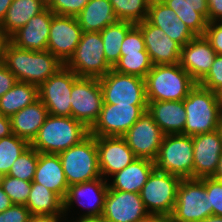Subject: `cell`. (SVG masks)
Segmentation results:
<instances>
[{
	"label": "cell",
	"mask_w": 222,
	"mask_h": 222,
	"mask_svg": "<svg viewBox=\"0 0 222 222\" xmlns=\"http://www.w3.org/2000/svg\"><path fill=\"white\" fill-rule=\"evenodd\" d=\"M3 64L15 75L17 81L34 84L38 87L64 66L48 50L22 49L10 41L5 46Z\"/></svg>",
	"instance_id": "obj_1"
},
{
	"label": "cell",
	"mask_w": 222,
	"mask_h": 222,
	"mask_svg": "<svg viewBox=\"0 0 222 222\" xmlns=\"http://www.w3.org/2000/svg\"><path fill=\"white\" fill-rule=\"evenodd\" d=\"M89 135V129L71 117L48 115L33 142L39 153L59 154L80 143Z\"/></svg>",
	"instance_id": "obj_2"
},
{
	"label": "cell",
	"mask_w": 222,
	"mask_h": 222,
	"mask_svg": "<svg viewBox=\"0 0 222 222\" xmlns=\"http://www.w3.org/2000/svg\"><path fill=\"white\" fill-rule=\"evenodd\" d=\"M186 110L184 134L195 136L218 130L222 116V106L216 92L200 86L198 83L183 100Z\"/></svg>",
	"instance_id": "obj_3"
},
{
	"label": "cell",
	"mask_w": 222,
	"mask_h": 222,
	"mask_svg": "<svg viewBox=\"0 0 222 222\" xmlns=\"http://www.w3.org/2000/svg\"><path fill=\"white\" fill-rule=\"evenodd\" d=\"M147 101H181L197 84L176 64L153 65L144 78Z\"/></svg>",
	"instance_id": "obj_4"
},
{
	"label": "cell",
	"mask_w": 222,
	"mask_h": 222,
	"mask_svg": "<svg viewBox=\"0 0 222 222\" xmlns=\"http://www.w3.org/2000/svg\"><path fill=\"white\" fill-rule=\"evenodd\" d=\"M58 155L69 186L102 177L95 136L89 134Z\"/></svg>",
	"instance_id": "obj_5"
},
{
	"label": "cell",
	"mask_w": 222,
	"mask_h": 222,
	"mask_svg": "<svg viewBox=\"0 0 222 222\" xmlns=\"http://www.w3.org/2000/svg\"><path fill=\"white\" fill-rule=\"evenodd\" d=\"M78 77L101 78L112 67L104 55V44L100 32H83L74 54L65 64Z\"/></svg>",
	"instance_id": "obj_6"
},
{
	"label": "cell",
	"mask_w": 222,
	"mask_h": 222,
	"mask_svg": "<svg viewBox=\"0 0 222 222\" xmlns=\"http://www.w3.org/2000/svg\"><path fill=\"white\" fill-rule=\"evenodd\" d=\"M155 168L182 179H193V141L185 134L164 135Z\"/></svg>",
	"instance_id": "obj_7"
},
{
	"label": "cell",
	"mask_w": 222,
	"mask_h": 222,
	"mask_svg": "<svg viewBox=\"0 0 222 222\" xmlns=\"http://www.w3.org/2000/svg\"><path fill=\"white\" fill-rule=\"evenodd\" d=\"M212 216L209 195L200 179H182L171 222H202Z\"/></svg>",
	"instance_id": "obj_8"
},
{
	"label": "cell",
	"mask_w": 222,
	"mask_h": 222,
	"mask_svg": "<svg viewBox=\"0 0 222 222\" xmlns=\"http://www.w3.org/2000/svg\"><path fill=\"white\" fill-rule=\"evenodd\" d=\"M181 180L182 178L177 175L155 168L140 191L147 212L171 216Z\"/></svg>",
	"instance_id": "obj_9"
},
{
	"label": "cell",
	"mask_w": 222,
	"mask_h": 222,
	"mask_svg": "<svg viewBox=\"0 0 222 222\" xmlns=\"http://www.w3.org/2000/svg\"><path fill=\"white\" fill-rule=\"evenodd\" d=\"M107 192L108 182L103 177L70 185L63 200L64 216L68 217V213L72 212L70 209L77 204L83 215L78 218L72 216V220L101 218Z\"/></svg>",
	"instance_id": "obj_10"
},
{
	"label": "cell",
	"mask_w": 222,
	"mask_h": 222,
	"mask_svg": "<svg viewBox=\"0 0 222 222\" xmlns=\"http://www.w3.org/2000/svg\"><path fill=\"white\" fill-rule=\"evenodd\" d=\"M104 103L119 105H147L145 80L111 69L99 78Z\"/></svg>",
	"instance_id": "obj_11"
},
{
	"label": "cell",
	"mask_w": 222,
	"mask_h": 222,
	"mask_svg": "<svg viewBox=\"0 0 222 222\" xmlns=\"http://www.w3.org/2000/svg\"><path fill=\"white\" fill-rule=\"evenodd\" d=\"M71 116L90 129L97 121L104 100L98 78L78 77L71 91Z\"/></svg>",
	"instance_id": "obj_12"
},
{
	"label": "cell",
	"mask_w": 222,
	"mask_h": 222,
	"mask_svg": "<svg viewBox=\"0 0 222 222\" xmlns=\"http://www.w3.org/2000/svg\"><path fill=\"white\" fill-rule=\"evenodd\" d=\"M77 74L65 65L38 87L39 100L49 115L71 117V91Z\"/></svg>",
	"instance_id": "obj_13"
},
{
	"label": "cell",
	"mask_w": 222,
	"mask_h": 222,
	"mask_svg": "<svg viewBox=\"0 0 222 222\" xmlns=\"http://www.w3.org/2000/svg\"><path fill=\"white\" fill-rule=\"evenodd\" d=\"M147 111V105H119L103 103L97 121L89 129L95 137H122Z\"/></svg>",
	"instance_id": "obj_14"
},
{
	"label": "cell",
	"mask_w": 222,
	"mask_h": 222,
	"mask_svg": "<svg viewBox=\"0 0 222 222\" xmlns=\"http://www.w3.org/2000/svg\"><path fill=\"white\" fill-rule=\"evenodd\" d=\"M122 137L136 158L154 161L158 156L164 134L153 117L145 111Z\"/></svg>",
	"instance_id": "obj_15"
},
{
	"label": "cell",
	"mask_w": 222,
	"mask_h": 222,
	"mask_svg": "<svg viewBox=\"0 0 222 222\" xmlns=\"http://www.w3.org/2000/svg\"><path fill=\"white\" fill-rule=\"evenodd\" d=\"M82 33L76 17L54 14L50 25L47 50L65 65L74 54Z\"/></svg>",
	"instance_id": "obj_16"
},
{
	"label": "cell",
	"mask_w": 222,
	"mask_h": 222,
	"mask_svg": "<svg viewBox=\"0 0 222 222\" xmlns=\"http://www.w3.org/2000/svg\"><path fill=\"white\" fill-rule=\"evenodd\" d=\"M148 214L140 193L113 190L108 187L101 216L104 222H136Z\"/></svg>",
	"instance_id": "obj_17"
},
{
	"label": "cell",
	"mask_w": 222,
	"mask_h": 222,
	"mask_svg": "<svg viewBox=\"0 0 222 222\" xmlns=\"http://www.w3.org/2000/svg\"><path fill=\"white\" fill-rule=\"evenodd\" d=\"M193 141V179L212 177L222 154V140L218 130L195 135Z\"/></svg>",
	"instance_id": "obj_18"
},
{
	"label": "cell",
	"mask_w": 222,
	"mask_h": 222,
	"mask_svg": "<svg viewBox=\"0 0 222 222\" xmlns=\"http://www.w3.org/2000/svg\"><path fill=\"white\" fill-rule=\"evenodd\" d=\"M96 145L100 173L106 181L136 159L123 137H96Z\"/></svg>",
	"instance_id": "obj_19"
},
{
	"label": "cell",
	"mask_w": 222,
	"mask_h": 222,
	"mask_svg": "<svg viewBox=\"0 0 222 222\" xmlns=\"http://www.w3.org/2000/svg\"><path fill=\"white\" fill-rule=\"evenodd\" d=\"M144 38L145 48L153 65L176 64L180 62L181 46L170 39L160 28L146 19L135 24Z\"/></svg>",
	"instance_id": "obj_20"
},
{
	"label": "cell",
	"mask_w": 222,
	"mask_h": 222,
	"mask_svg": "<svg viewBox=\"0 0 222 222\" xmlns=\"http://www.w3.org/2000/svg\"><path fill=\"white\" fill-rule=\"evenodd\" d=\"M216 52L203 36H195L181 48L180 66L199 83L210 71Z\"/></svg>",
	"instance_id": "obj_21"
},
{
	"label": "cell",
	"mask_w": 222,
	"mask_h": 222,
	"mask_svg": "<svg viewBox=\"0 0 222 222\" xmlns=\"http://www.w3.org/2000/svg\"><path fill=\"white\" fill-rule=\"evenodd\" d=\"M54 13L47 7L44 11L32 17L26 25L18 29L9 37L15 46L33 50H47L50 25Z\"/></svg>",
	"instance_id": "obj_22"
},
{
	"label": "cell",
	"mask_w": 222,
	"mask_h": 222,
	"mask_svg": "<svg viewBox=\"0 0 222 222\" xmlns=\"http://www.w3.org/2000/svg\"><path fill=\"white\" fill-rule=\"evenodd\" d=\"M146 20L163 30L170 39L176 41L181 47L195 37L176 13L162 0H151Z\"/></svg>",
	"instance_id": "obj_23"
},
{
	"label": "cell",
	"mask_w": 222,
	"mask_h": 222,
	"mask_svg": "<svg viewBox=\"0 0 222 222\" xmlns=\"http://www.w3.org/2000/svg\"><path fill=\"white\" fill-rule=\"evenodd\" d=\"M147 112L164 135L184 134L186 110L181 101H148Z\"/></svg>",
	"instance_id": "obj_24"
},
{
	"label": "cell",
	"mask_w": 222,
	"mask_h": 222,
	"mask_svg": "<svg viewBox=\"0 0 222 222\" xmlns=\"http://www.w3.org/2000/svg\"><path fill=\"white\" fill-rule=\"evenodd\" d=\"M154 169V161L136 158L131 164L107 180L108 187L113 190L140 193Z\"/></svg>",
	"instance_id": "obj_25"
},
{
	"label": "cell",
	"mask_w": 222,
	"mask_h": 222,
	"mask_svg": "<svg viewBox=\"0 0 222 222\" xmlns=\"http://www.w3.org/2000/svg\"><path fill=\"white\" fill-rule=\"evenodd\" d=\"M33 182L42 184L64 200L69 185L58 154L38 152V164Z\"/></svg>",
	"instance_id": "obj_26"
},
{
	"label": "cell",
	"mask_w": 222,
	"mask_h": 222,
	"mask_svg": "<svg viewBox=\"0 0 222 222\" xmlns=\"http://www.w3.org/2000/svg\"><path fill=\"white\" fill-rule=\"evenodd\" d=\"M48 115L45 105L36 100L10 117L12 134L31 144Z\"/></svg>",
	"instance_id": "obj_27"
},
{
	"label": "cell",
	"mask_w": 222,
	"mask_h": 222,
	"mask_svg": "<svg viewBox=\"0 0 222 222\" xmlns=\"http://www.w3.org/2000/svg\"><path fill=\"white\" fill-rule=\"evenodd\" d=\"M76 19L83 32H101L118 21L109 0H89Z\"/></svg>",
	"instance_id": "obj_28"
},
{
	"label": "cell",
	"mask_w": 222,
	"mask_h": 222,
	"mask_svg": "<svg viewBox=\"0 0 222 222\" xmlns=\"http://www.w3.org/2000/svg\"><path fill=\"white\" fill-rule=\"evenodd\" d=\"M46 8L47 6L41 0H13L0 23V29L10 37Z\"/></svg>",
	"instance_id": "obj_29"
},
{
	"label": "cell",
	"mask_w": 222,
	"mask_h": 222,
	"mask_svg": "<svg viewBox=\"0 0 222 222\" xmlns=\"http://www.w3.org/2000/svg\"><path fill=\"white\" fill-rule=\"evenodd\" d=\"M38 99L37 85L17 81L8 92L0 97V113L11 117Z\"/></svg>",
	"instance_id": "obj_30"
},
{
	"label": "cell",
	"mask_w": 222,
	"mask_h": 222,
	"mask_svg": "<svg viewBox=\"0 0 222 222\" xmlns=\"http://www.w3.org/2000/svg\"><path fill=\"white\" fill-rule=\"evenodd\" d=\"M195 36H203L208 23V6H192L185 0H162Z\"/></svg>",
	"instance_id": "obj_31"
},
{
	"label": "cell",
	"mask_w": 222,
	"mask_h": 222,
	"mask_svg": "<svg viewBox=\"0 0 222 222\" xmlns=\"http://www.w3.org/2000/svg\"><path fill=\"white\" fill-rule=\"evenodd\" d=\"M26 207L31 214L64 215L63 200L47 187L33 181Z\"/></svg>",
	"instance_id": "obj_32"
},
{
	"label": "cell",
	"mask_w": 222,
	"mask_h": 222,
	"mask_svg": "<svg viewBox=\"0 0 222 222\" xmlns=\"http://www.w3.org/2000/svg\"><path fill=\"white\" fill-rule=\"evenodd\" d=\"M134 25L132 22L118 20L100 32L104 44L105 59L112 68L119 61L121 44L127 32Z\"/></svg>",
	"instance_id": "obj_33"
},
{
	"label": "cell",
	"mask_w": 222,
	"mask_h": 222,
	"mask_svg": "<svg viewBox=\"0 0 222 222\" xmlns=\"http://www.w3.org/2000/svg\"><path fill=\"white\" fill-rule=\"evenodd\" d=\"M152 66L147 51H139L138 53H121L119 61L112 69L122 74L145 78Z\"/></svg>",
	"instance_id": "obj_34"
},
{
	"label": "cell",
	"mask_w": 222,
	"mask_h": 222,
	"mask_svg": "<svg viewBox=\"0 0 222 222\" xmlns=\"http://www.w3.org/2000/svg\"><path fill=\"white\" fill-rule=\"evenodd\" d=\"M118 20L134 24L147 18L151 0H109Z\"/></svg>",
	"instance_id": "obj_35"
},
{
	"label": "cell",
	"mask_w": 222,
	"mask_h": 222,
	"mask_svg": "<svg viewBox=\"0 0 222 222\" xmlns=\"http://www.w3.org/2000/svg\"><path fill=\"white\" fill-rule=\"evenodd\" d=\"M29 146L26 140L15 134L0 139V176L8 174L14 161Z\"/></svg>",
	"instance_id": "obj_36"
},
{
	"label": "cell",
	"mask_w": 222,
	"mask_h": 222,
	"mask_svg": "<svg viewBox=\"0 0 222 222\" xmlns=\"http://www.w3.org/2000/svg\"><path fill=\"white\" fill-rule=\"evenodd\" d=\"M38 164V151L31 145L12 164L7 175L32 182Z\"/></svg>",
	"instance_id": "obj_37"
},
{
	"label": "cell",
	"mask_w": 222,
	"mask_h": 222,
	"mask_svg": "<svg viewBox=\"0 0 222 222\" xmlns=\"http://www.w3.org/2000/svg\"><path fill=\"white\" fill-rule=\"evenodd\" d=\"M0 185L13 204L26 206L32 182L3 175L0 176Z\"/></svg>",
	"instance_id": "obj_38"
},
{
	"label": "cell",
	"mask_w": 222,
	"mask_h": 222,
	"mask_svg": "<svg viewBox=\"0 0 222 222\" xmlns=\"http://www.w3.org/2000/svg\"><path fill=\"white\" fill-rule=\"evenodd\" d=\"M209 195L210 206H212V215L222 217V181L213 177L200 179Z\"/></svg>",
	"instance_id": "obj_39"
},
{
	"label": "cell",
	"mask_w": 222,
	"mask_h": 222,
	"mask_svg": "<svg viewBox=\"0 0 222 222\" xmlns=\"http://www.w3.org/2000/svg\"><path fill=\"white\" fill-rule=\"evenodd\" d=\"M89 0H53L47 7L56 15L76 17Z\"/></svg>",
	"instance_id": "obj_40"
},
{
	"label": "cell",
	"mask_w": 222,
	"mask_h": 222,
	"mask_svg": "<svg viewBox=\"0 0 222 222\" xmlns=\"http://www.w3.org/2000/svg\"><path fill=\"white\" fill-rule=\"evenodd\" d=\"M198 84L213 92L222 87V54L216 55L210 71Z\"/></svg>",
	"instance_id": "obj_41"
},
{
	"label": "cell",
	"mask_w": 222,
	"mask_h": 222,
	"mask_svg": "<svg viewBox=\"0 0 222 222\" xmlns=\"http://www.w3.org/2000/svg\"><path fill=\"white\" fill-rule=\"evenodd\" d=\"M121 53H138L146 51L145 42L141 30L134 25L126 34L122 44Z\"/></svg>",
	"instance_id": "obj_42"
},
{
	"label": "cell",
	"mask_w": 222,
	"mask_h": 222,
	"mask_svg": "<svg viewBox=\"0 0 222 222\" xmlns=\"http://www.w3.org/2000/svg\"><path fill=\"white\" fill-rule=\"evenodd\" d=\"M31 213L25 205L13 204L0 213V222H28Z\"/></svg>",
	"instance_id": "obj_43"
},
{
	"label": "cell",
	"mask_w": 222,
	"mask_h": 222,
	"mask_svg": "<svg viewBox=\"0 0 222 222\" xmlns=\"http://www.w3.org/2000/svg\"><path fill=\"white\" fill-rule=\"evenodd\" d=\"M204 37L216 54H222V22H208Z\"/></svg>",
	"instance_id": "obj_44"
},
{
	"label": "cell",
	"mask_w": 222,
	"mask_h": 222,
	"mask_svg": "<svg viewBox=\"0 0 222 222\" xmlns=\"http://www.w3.org/2000/svg\"><path fill=\"white\" fill-rule=\"evenodd\" d=\"M17 82L15 75L2 63L0 64V97Z\"/></svg>",
	"instance_id": "obj_45"
},
{
	"label": "cell",
	"mask_w": 222,
	"mask_h": 222,
	"mask_svg": "<svg viewBox=\"0 0 222 222\" xmlns=\"http://www.w3.org/2000/svg\"><path fill=\"white\" fill-rule=\"evenodd\" d=\"M208 22H222V0H207Z\"/></svg>",
	"instance_id": "obj_46"
},
{
	"label": "cell",
	"mask_w": 222,
	"mask_h": 222,
	"mask_svg": "<svg viewBox=\"0 0 222 222\" xmlns=\"http://www.w3.org/2000/svg\"><path fill=\"white\" fill-rule=\"evenodd\" d=\"M66 218L64 215L31 214L28 222H66Z\"/></svg>",
	"instance_id": "obj_47"
},
{
	"label": "cell",
	"mask_w": 222,
	"mask_h": 222,
	"mask_svg": "<svg viewBox=\"0 0 222 222\" xmlns=\"http://www.w3.org/2000/svg\"><path fill=\"white\" fill-rule=\"evenodd\" d=\"M12 134L10 117L0 113V139Z\"/></svg>",
	"instance_id": "obj_48"
},
{
	"label": "cell",
	"mask_w": 222,
	"mask_h": 222,
	"mask_svg": "<svg viewBox=\"0 0 222 222\" xmlns=\"http://www.w3.org/2000/svg\"><path fill=\"white\" fill-rule=\"evenodd\" d=\"M136 222H171V217L162 214H148Z\"/></svg>",
	"instance_id": "obj_49"
},
{
	"label": "cell",
	"mask_w": 222,
	"mask_h": 222,
	"mask_svg": "<svg viewBox=\"0 0 222 222\" xmlns=\"http://www.w3.org/2000/svg\"><path fill=\"white\" fill-rule=\"evenodd\" d=\"M13 205L9 196L4 192L2 186L0 185V213L10 208Z\"/></svg>",
	"instance_id": "obj_50"
},
{
	"label": "cell",
	"mask_w": 222,
	"mask_h": 222,
	"mask_svg": "<svg viewBox=\"0 0 222 222\" xmlns=\"http://www.w3.org/2000/svg\"><path fill=\"white\" fill-rule=\"evenodd\" d=\"M9 41V37L0 29V64L3 63L5 46Z\"/></svg>",
	"instance_id": "obj_51"
},
{
	"label": "cell",
	"mask_w": 222,
	"mask_h": 222,
	"mask_svg": "<svg viewBox=\"0 0 222 222\" xmlns=\"http://www.w3.org/2000/svg\"><path fill=\"white\" fill-rule=\"evenodd\" d=\"M13 0H0V23L6 16V13L12 4Z\"/></svg>",
	"instance_id": "obj_52"
},
{
	"label": "cell",
	"mask_w": 222,
	"mask_h": 222,
	"mask_svg": "<svg viewBox=\"0 0 222 222\" xmlns=\"http://www.w3.org/2000/svg\"><path fill=\"white\" fill-rule=\"evenodd\" d=\"M212 177L216 180L222 181V154L219 158V162H218L216 171Z\"/></svg>",
	"instance_id": "obj_53"
},
{
	"label": "cell",
	"mask_w": 222,
	"mask_h": 222,
	"mask_svg": "<svg viewBox=\"0 0 222 222\" xmlns=\"http://www.w3.org/2000/svg\"><path fill=\"white\" fill-rule=\"evenodd\" d=\"M192 6H207V0H185Z\"/></svg>",
	"instance_id": "obj_54"
},
{
	"label": "cell",
	"mask_w": 222,
	"mask_h": 222,
	"mask_svg": "<svg viewBox=\"0 0 222 222\" xmlns=\"http://www.w3.org/2000/svg\"><path fill=\"white\" fill-rule=\"evenodd\" d=\"M67 222H104L101 218L67 220Z\"/></svg>",
	"instance_id": "obj_55"
},
{
	"label": "cell",
	"mask_w": 222,
	"mask_h": 222,
	"mask_svg": "<svg viewBox=\"0 0 222 222\" xmlns=\"http://www.w3.org/2000/svg\"><path fill=\"white\" fill-rule=\"evenodd\" d=\"M202 222H222V217L221 216H209Z\"/></svg>",
	"instance_id": "obj_56"
},
{
	"label": "cell",
	"mask_w": 222,
	"mask_h": 222,
	"mask_svg": "<svg viewBox=\"0 0 222 222\" xmlns=\"http://www.w3.org/2000/svg\"><path fill=\"white\" fill-rule=\"evenodd\" d=\"M216 96L218 98L219 103L222 106V87H220L217 91H216Z\"/></svg>",
	"instance_id": "obj_57"
},
{
	"label": "cell",
	"mask_w": 222,
	"mask_h": 222,
	"mask_svg": "<svg viewBox=\"0 0 222 222\" xmlns=\"http://www.w3.org/2000/svg\"><path fill=\"white\" fill-rule=\"evenodd\" d=\"M218 131L220 133L221 140H222V116H221L220 123H219V126H218Z\"/></svg>",
	"instance_id": "obj_58"
},
{
	"label": "cell",
	"mask_w": 222,
	"mask_h": 222,
	"mask_svg": "<svg viewBox=\"0 0 222 222\" xmlns=\"http://www.w3.org/2000/svg\"><path fill=\"white\" fill-rule=\"evenodd\" d=\"M46 6H48L53 0H41Z\"/></svg>",
	"instance_id": "obj_59"
}]
</instances>
